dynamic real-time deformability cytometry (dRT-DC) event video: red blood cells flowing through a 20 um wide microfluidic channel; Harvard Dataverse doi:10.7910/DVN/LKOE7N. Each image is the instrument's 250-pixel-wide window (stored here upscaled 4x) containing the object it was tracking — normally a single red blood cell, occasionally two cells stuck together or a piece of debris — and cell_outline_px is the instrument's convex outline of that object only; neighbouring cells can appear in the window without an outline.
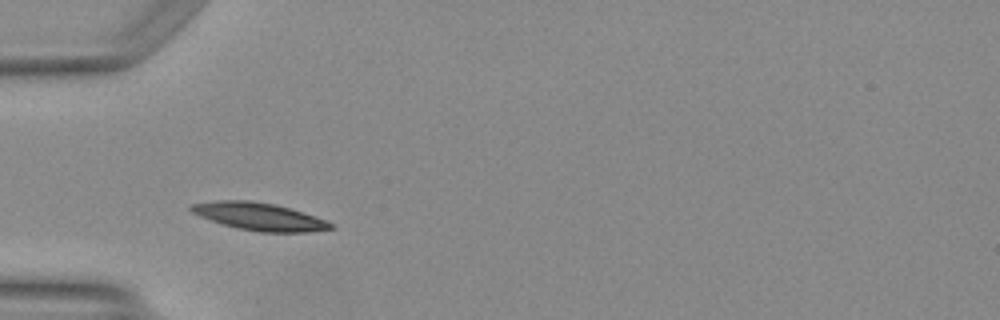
{"species": "Egyptian fruit bat (a non-hibernating species)", "species_latin": "Rousettus aegyptiacus", "temperature_condition": "warm", "stored_images_in_passage": 30, "camera_frame_rate_fps": 3000, "um_per_image_px": 0.085, "animal": {"sex": "female"}, "frame": {"image": 1, "passage_image": 5, "time_ms": 1.333, "image_size_px": [1000, 320], "cell_outline_px": [[332, 228], [308, 232], [260, 232], [236, 228], [200, 216], [192, 212], [188, 208], [192, 204], [220, 200], [248, 200], [276, 204], [328, 220], [332, 224]], "centroid_in_image_um": [22.05, 18.4], "position_along_channel_um": 63.0, "area_um2": 22.2}, "authors_computed_cell_mechanics": {"area_um2": 21.0681, "velocity_mm_per_s": 4.1185, "shape_relaxation_time_tau1_ms": 1.917, "shape_relaxation_time_tau2_ms": 7.7382, "deformation_change_tau1": 0.1183, "deformation_change_tau2": 0.1124}}